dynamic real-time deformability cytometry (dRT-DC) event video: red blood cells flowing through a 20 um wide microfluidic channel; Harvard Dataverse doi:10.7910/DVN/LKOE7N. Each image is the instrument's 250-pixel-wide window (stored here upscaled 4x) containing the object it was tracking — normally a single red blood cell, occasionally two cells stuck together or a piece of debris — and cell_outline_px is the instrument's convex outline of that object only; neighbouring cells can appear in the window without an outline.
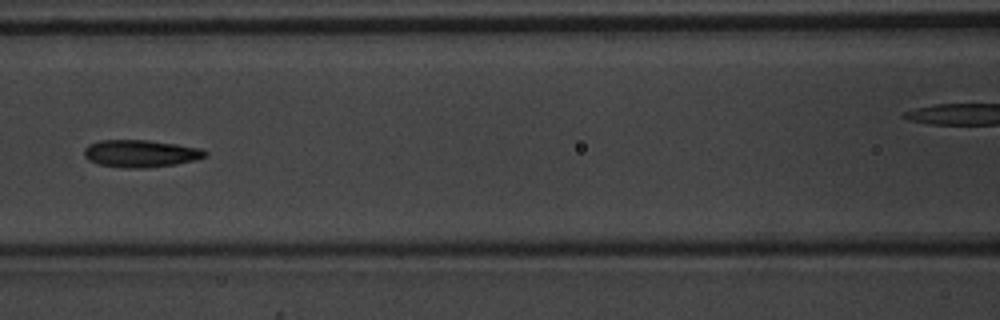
{"species": "common noctule bat (a hibernating species)", "species_latin": "Nyctalus noctula", "temperature_condition": "warm", "stored_images_in_passage": 7, "segment_of_instrument_passage": [1, 2], "camera_frame_rate_fps": 3000, "um_per_image_px": 0.085, "animal": {"sex": "male", "body_mass_g": 20.1, "forearm_length_mm": 53.5}, "frame": {"image": 1, "passage_image": 6, "time_ms": 1.667, "image_size_px": [1000, 320], "cell_outline_px": [[208, 156], [196, 160], [176, 164], [148, 168], [124, 168], [100, 164], [88, 160], [84, 156], [84, 148], [88, 144], [100, 140], [148, 140], [176, 144], [200, 148], [208, 152]], "centroid_in_image_um": [11.96, 13.05], "position_along_channel_um": 154.6, "area_um2": 19.42}}